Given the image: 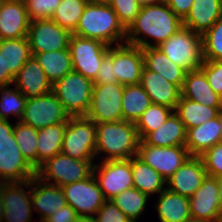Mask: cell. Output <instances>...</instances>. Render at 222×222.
<instances>
[{"mask_svg": "<svg viewBox=\"0 0 222 222\" xmlns=\"http://www.w3.org/2000/svg\"><path fill=\"white\" fill-rule=\"evenodd\" d=\"M219 118H220V123H221L220 138H221V143H222V109L219 111Z\"/></svg>", "mask_w": 222, "mask_h": 222, "instance_id": "cell-57", "label": "cell"}, {"mask_svg": "<svg viewBox=\"0 0 222 222\" xmlns=\"http://www.w3.org/2000/svg\"><path fill=\"white\" fill-rule=\"evenodd\" d=\"M144 66L153 72L159 73L163 78L180 89L183 87L187 71L170 60L158 47L142 49Z\"/></svg>", "mask_w": 222, "mask_h": 222, "instance_id": "cell-27", "label": "cell"}, {"mask_svg": "<svg viewBox=\"0 0 222 222\" xmlns=\"http://www.w3.org/2000/svg\"><path fill=\"white\" fill-rule=\"evenodd\" d=\"M182 27L183 20L164 1L143 5L136 20L126 30L125 43L138 46L141 49L158 47ZM145 37L152 38L153 44L146 41Z\"/></svg>", "mask_w": 222, "mask_h": 222, "instance_id": "cell-1", "label": "cell"}, {"mask_svg": "<svg viewBox=\"0 0 222 222\" xmlns=\"http://www.w3.org/2000/svg\"><path fill=\"white\" fill-rule=\"evenodd\" d=\"M139 142L135 123L125 120L96 123L95 155L101 156L105 152L103 161L128 160L137 156Z\"/></svg>", "mask_w": 222, "mask_h": 222, "instance_id": "cell-3", "label": "cell"}, {"mask_svg": "<svg viewBox=\"0 0 222 222\" xmlns=\"http://www.w3.org/2000/svg\"><path fill=\"white\" fill-rule=\"evenodd\" d=\"M30 19L23 0H2L0 3V32L3 39L27 37Z\"/></svg>", "mask_w": 222, "mask_h": 222, "instance_id": "cell-20", "label": "cell"}, {"mask_svg": "<svg viewBox=\"0 0 222 222\" xmlns=\"http://www.w3.org/2000/svg\"><path fill=\"white\" fill-rule=\"evenodd\" d=\"M13 130L9 120H0V183L22 182L36 176V169L19 150Z\"/></svg>", "mask_w": 222, "mask_h": 222, "instance_id": "cell-4", "label": "cell"}, {"mask_svg": "<svg viewBox=\"0 0 222 222\" xmlns=\"http://www.w3.org/2000/svg\"><path fill=\"white\" fill-rule=\"evenodd\" d=\"M72 34L83 38L97 39L108 46L126 42V29L119 22L112 7L92 2H88L85 6L76 30Z\"/></svg>", "mask_w": 222, "mask_h": 222, "instance_id": "cell-2", "label": "cell"}, {"mask_svg": "<svg viewBox=\"0 0 222 222\" xmlns=\"http://www.w3.org/2000/svg\"><path fill=\"white\" fill-rule=\"evenodd\" d=\"M151 104V99L139 83L124 86L122 97L123 120L136 124Z\"/></svg>", "mask_w": 222, "mask_h": 222, "instance_id": "cell-35", "label": "cell"}, {"mask_svg": "<svg viewBox=\"0 0 222 222\" xmlns=\"http://www.w3.org/2000/svg\"><path fill=\"white\" fill-rule=\"evenodd\" d=\"M101 162L100 165L94 164L93 175L106 200H111L124 190L133 187L131 158Z\"/></svg>", "mask_w": 222, "mask_h": 222, "instance_id": "cell-11", "label": "cell"}, {"mask_svg": "<svg viewBox=\"0 0 222 222\" xmlns=\"http://www.w3.org/2000/svg\"><path fill=\"white\" fill-rule=\"evenodd\" d=\"M77 218V212L67 204L57 212H53L43 222H75Z\"/></svg>", "mask_w": 222, "mask_h": 222, "instance_id": "cell-48", "label": "cell"}, {"mask_svg": "<svg viewBox=\"0 0 222 222\" xmlns=\"http://www.w3.org/2000/svg\"><path fill=\"white\" fill-rule=\"evenodd\" d=\"M173 112L171 108L151 104L136 122V128L140 140H143L150 132L158 129Z\"/></svg>", "mask_w": 222, "mask_h": 222, "instance_id": "cell-39", "label": "cell"}, {"mask_svg": "<svg viewBox=\"0 0 222 222\" xmlns=\"http://www.w3.org/2000/svg\"><path fill=\"white\" fill-rule=\"evenodd\" d=\"M14 137L25 159L37 169L38 130L20 121L14 125Z\"/></svg>", "mask_w": 222, "mask_h": 222, "instance_id": "cell-38", "label": "cell"}, {"mask_svg": "<svg viewBox=\"0 0 222 222\" xmlns=\"http://www.w3.org/2000/svg\"><path fill=\"white\" fill-rule=\"evenodd\" d=\"M110 46L97 39L72 34L69 41L73 71L95 81L104 55Z\"/></svg>", "mask_w": 222, "mask_h": 222, "instance_id": "cell-10", "label": "cell"}, {"mask_svg": "<svg viewBox=\"0 0 222 222\" xmlns=\"http://www.w3.org/2000/svg\"><path fill=\"white\" fill-rule=\"evenodd\" d=\"M4 219V206L2 199V183H0V222H3Z\"/></svg>", "mask_w": 222, "mask_h": 222, "instance_id": "cell-51", "label": "cell"}, {"mask_svg": "<svg viewBox=\"0 0 222 222\" xmlns=\"http://www.w3.org/2000/svg\"><path fill=\"white\" fill-rule=\"evenodd\" d=\"M190 215L208 222H217L222 214L218 178L206 176L201 186L189 198Z\"/></svg>", "mask_w": 222, "mask_h": 222, "instance_id": "cell-17", "label": "cell"}, {"mask_svg": "<svg viewBox=\"0 0 222 222\" xmlns=\"http://www.w3.org/2000/svg\"><path fill=\"white\" fill-rule=\"evenodd\" d=\"M158 48L187 72L201 69L204 62L202 36L186 27H182Z\"/></svg>", "mask_w": 222, "mask_h": 222, "instance_id": "cell-6", "label": "cell"}, {"mask_svg": "<svg viewBox=\"0 0 222 222\" xmlns=\"http://www.w3.org/2000/svg\"><path fill=\"white\" fill-rule=\"evenodd\" d=\"M69 117L55 94L50 92L27 99L20 122L39 130L53 124L68 122Z\"/></svg>", "mask_w": 222, "mask_h": 222, "instance_id": "cell-13", "label": "cell"}, {"mask_svg": "<svg viewBox=\"0 0 222 222\" xmlns=\"http://www.w3.org/2000/svg\"><path fill=\"white\" fill-rule=\"evenodd\" d=\"M67 122L53 124L38 130L37 168L49 158L61 153Z\"/></svg>", "mask_w": 222, "mask_h": 222, "instance_id": "cell-30", "label": "cell"}, {"mask_svg": "<svg viewBox=\"0 0 222 222\" xmlns=\"http://www.w3.org/2000/svg\"><path fill=\"white\" fill-rule=\"evenodd\" d=\"M168 7L182 20L189 13L194 0H163Z\"/></svg>", "mask_w": 222, "mask_h": 222, "instance_id": "cell-49", "label": "cell"}, {"mask_svg": "<svg viewBox=\"0 0 222 222\" xmlns=\"http://www.w3.org/2000/svg\"><path fill=\"white\" fill-rule=\"evenodd\" d=\"M181 96L209 107H222V98L210 87L202 69L186 73Z\"/></svg>", "mask_w": 222, "mask_h": 222, "instance_id": "cell-26", "label": "cell"}, {"mask_svg": "<svg viewBox=\"0 0 222 222\" xmlns=\"http://www.w3.org/2000/svg\"><path fill=\"white\" fill-rule=\"evenodd\" d=\"M219 115L186 132V148L190 156L200 157L209 148L221 142Z\"/></svg>", "mask_w": 222, "mask_h": 222, "instance_id": "cell-24", "label": "cell"}, {"mask_svg": "<svg viewBox=\"0 0 222 222\" xmlns=\"http://www.w3.org/2000/svg\"><path fill=\"white\" fill-rule=\"evenodd\" d=\"M218 186H219V197L221 199V208H222V177L218 178Z\"/></svg>", "mask_w": 222, "mask_h": 222, "instance_id": "cell-55", "label": "cell"}, {"mask_svg": "<svg viewBox=\"0 0 222 222\" xmlns=\"http://www.w3.org/2000/svg\"><path fill=\"white\" fill-rule=\"evenodd\" d=\"M14 83V77L10 73H4L3 53L0 52V88Z\"/></svg>", "mask_w": 222, "mask_h": 222, "instance_id": "cell-50", "label": "cell"}, {"mask_svg": "<svg viewBox=\"0 0 222 222\" xmlns=\"http://www.w3.org/2000/svg\"><path fill=\"white\" fill-rule=\"evenodd\" d=\"M88 0H61L51 19L71 33L76 30Z\"/></svg>", "mask_w": 222, "mask_h": 222, "instance_id": "cell-37", "label": "cell"}, {"mask_svg": "<svg viewBox=\"0 0 222 222\" xmlns=\"http://www.w3.org/2000/svg\"><path fill=\"white\" fill-rule=\"evenodd\" d=\"M137 157L166 180L190 157L186 146L157 147L140 140Z\"/></svg>", "mask_w": 222, "mask_h": 222, "instance_id": "cell-14", "label": "cell"}, {"mask_svg": "<svg viewBox=\"0 0 222 222\" xmlns=\"http://www.w3.org/2000/svg\"><path fill=\"white\" fill-rule=\"evenodd\" d=\"M118 83L114 73L113 64V46H110L108 52L104 55L99 72L94 84Z\"/></svg>", "mask_w": 222, "mask_h": 222, "instance_id": "cell-47", "label": "cell"}, {"mask_svg": "<svg viewBox=\"0 0 222 222\" xmlns=\"http://www.w3.org/2000/svg\"><path fill=\"white\" fill-rule=\"evenodd\" d=\"M217 222H222V214H221L220 217L217 219Z\"/></svg>", "mask_w": 222, "mask_h": 222, "instance_id": "cell-58", "label": "cell"}, {"mask_svg": "<svg viewBox=\"0 0 222 222\" xmlns=\"http://www.w3.org/2000/svg\"><path fill=\"white\" fill-rule=\"evenodd\" d=\"M163 0H138V2L143 6V5H149V4H155L158 2H161Z\"/></svg>", "mask_w": 222, "mask_h": 222, "instance_id": "cell-53", "label": "cell"}, {"mask_svg": "<svg viewBox=\"0 0 222 222\" xmlns=\"http://www.w3.org/2000/svg\"><path fill=\"white\" fill-rule=\"evenodd\" d=\"M139 84L148 94L152 104L175 110L181 97V89L177 85L170 83L159 73L148 70L145 66Z\"/></svg>", "mask_w": 222, "mask_h": 222, "instance_id": "cell-23", "label": "cell"}, {"mask_svg": "<svg viewBox=\"0 0 222 222\" xmlns=\"http://www.w3.org/2000/svg\"><path fill=\"white\" fill-rule=\"evenodd\" d=\"M186 129L179 116L173 111L166 121L143 141L157 147L185 146Z\"/></svg>", "mask_w": 222, "mask_h": 222, "instance_id": "cell-28", "label": "cell"}, {"mask_svg": "<svg viewBox=\"0 0 222 222\" xmlns=\"http://www.w3.org/2000/svg\"><path fill=\"white\" fill-rule=\"evenodd\" d=\"M61 188L67 204L77 212L78 216L94 217L106 201L93 173L84 180Z\"/></svg>", "mask_w": 222, "mask_h": 222, "instance_id": "cell-15", "label": "cell"}, {"mask_svg": "<svg viewBox=\"0 0 222 222\" xmlns=\"http://www.w3.org/2000/svg\"><path fill=\"white\" fill-rule=\"evenodd\" d=\"M94 82L72 71L52 85V92L70 117L85 116L88 112Z\"/></svg>", "mask_w": 222, "mask_h": 222, "instance_id": "cell-5", "label": "cell"}, {"mask_svg": "<svg viewBox=\"0 0 222 222\" xmlns=\"http://www.w3.org/2000/svg\"><path fill=\"white\" fill-rule=\"evenodd\" d=\"M0 52L3 53L4 73H10L14 78L32 56L27 37L4 39L0 43Z\"/></svg>", "mask_w": 222, "mask_h": 222, "instance_id": "cell-32", "label": "cell"}, {"mask_svg": "<svg viewBox=\"0 0 222 222\" xmlns=\"http://www.w3.org/2000/svg\"><path fill=\"white\" fill-rule=\"evenodd\" d=\"M72 33L61 28L52 19L30 21L27 34L32 56L34 54L69 49Z\"/></svg>", "mask_w": 222, "mask_h": 222, "instance_id": "cell-12", "label": "cell"}, {"mask_svg": "<svg viewBox=\"0 0 222 222\" xmlns=\"http://www.w3.org/2000/svg\"><path fill=\"white\" fill-rule=\"evenodd\" d=\"M0 120H8V116L17 115L18 121L21 120L27 98L18 88H0Z\"/></svg>", "mask_w": 222, "mask_h": 222, "instance_id": "cell-40", "label": "cell"}, {"mask_svg": "<svg viewBox=\"0 0 222 222\" xmlns=\"http://www.w3.org/2000/svg\"><path fill=\"white\" fill-rule=\"evenodd\" d=\"M3 40H4V39H3L2 35H1V32H0V43H1Z\"/></svg>", "mask_w": 222, "mask_h": 222, "instance_id": "cell-59", "label": "cell"}, {"mask_svg": "<svg viewBox=\"0 0 222 222\" xmlns=\"http://www.w3.org/2000/svg\"><path fill=\"white\" fill-rule=\"evenodd\" d=\"M16 88L32 99L52 92V83L34 56H31L14 78Z\"/></svg>", "mask_w": 222, "mask_h": 222, "instance_id": "cell-22", "label": "cell"}, {"mask_svg": "<svg viewBox=\"0 0 222 222\" xmlns=\"http://www.w3.org/2000/svg\"><path fill=\"white\" fill-rule=\"evenodd\" d=\"M93 166V161L77 160L59 153L36 169V177L47 184L63 187L88 178L93 173Z\"/></svg>", "mask_w": 222, "mask_h": 222, "instance_id": "cell-7", "label": "cell"}, {"mask_svg": "<svg viewBox=\"0 0 222 222\" xmlns=\"http://www.w3.org/2000/svg\"><path fill=\"white\" fill-rule=\"evenodd\" d=\"M149 196L132 187L114 196L111 201L133 222L142 215Z\"/></svg>", "mask_w": 222, "mask_h": 222, "instance_id": "cell-36", "label": "cell"}, {"mask_svg": "<svg viewBox=\"0 0 222 222\" xmlns=\"http://www.w3.org/2000/svg\"><path fill=\"white\" fill-rule=\"evenodd\" d=\"M184 222H208V221H205V220H201V219H198V218H193V217H190L188 218L186 221Z\"/></svg>", "mask_w": 222, "mask_h": 222, "instance_id": "cell-56", "label": "cell"}, {"mask_svg": "<svg viewBox=\"0 0 222 222\" xmlns=\"http://www.w3.org/2000/svg\"><path fill=\"white\" fill-rule=\"evenodd\" d=\"M109 5L115 11L119 22L126 30L136 20L142 7L138 0H112Z\"/></svg>", "mask_w": 222, "mask_h": 222, "instance_id": "cell-42", "label": "cell"}, {"mask_svg": "<svg viewBox=\"0 0 222 222\" xmlns=\"http://www.w3.org/2000/svg\"><path fill=\"white\" fill-rule=\"evenodd\" d=\"M221 16L220 0H194L189 13L183 19V27L202 36Z\"/></svg>", "mask_w": 222, "mask_h": 222, "instance_id": "cell-25", "label": "cell"}, {"mask_svg": "<svg viewBox=\"0 0 222 222\" xmlns=\"http://www.w3.org/2000/svg\"><path fill=\"white\" fill-rule=\"evenodd\" d=\"M52 85L73 71L69 49L50 51L33 55Z\"/></svg>", "mask_w": 222, "mask_h": 222, "instance_id": "cell-34", "label": "cell"}, {"mask_svg": "<svg viewBox=\"0 0 222 222\" xmlns=\"http://www.w3.org/2000/svg\"><path fill=\"white\" fill-rule=\"evenodd\" d=\"M201 69L206 75L210 87L222 98V60H204Z\"/></svg>", "mask_w": 222, "mask_h": 222, "instance_id": "cell-45", "label": "cell"}, {"mask_svg": "<svg viewBox=\"0 0 222 222\" xmlns=\"http://www.w3.org/2000/svg\"><path fill=\"white\" fill-rule=\"evenodd\" d=\"M25 186L28 187L27 191L24 190ZM2 199L3 222H32L31 179L22 182H3Z\"/></svg>", "mask_w": 222, "mask_h": 222, "instance_id": "cell-16", "label": "cell"}, {"mask_svg": "<svg viewBox=\"0 0 222 222\" xmlns=\"http://www.w3.org/2000/svg\"><path fill=\"white\" fill-rule=\"evenodd\" d=\"M202 47L204 60H222V16L202 35Z\"/></svg>", "mask_w": 222, "mask_h": 222, "instance_id": "cell-41", "label": "cell"}, {"mask_svg": "<svg viewBox=\"0 0 222 222\" xmlns=\"http://www.w3.org/2000/svg\"><path fill=\"white\" fill-rule=\"evenodd\" d=\"M30 21L51 19L61 0H23Z\"/></svg>", "mask_w": 222, "mask_h": 222, "instance_id": "cell-43", "label": "cell"}, {"mask_svg": "<svg viewBox=\"0 0 222 222\" xmlns=\"http://www.w3.org/2000/svg\"><path fill=\"white\" fill-rule=\"evenodd\" d=\"M94 217L96 222H133L111 200H106Z\"/></svg>", "mask_w": 222, "mask_h": 222, "instance_id": "cell-46", "label": "cell"}, {"mask_svg": "<svg viewBox=\"0 0 222 222\" xmlns=\"http://www.w3.org/2000/svg\"><path fill=\"white\" fill-rule=\"evenodd\" d=\"M207 172L201 157L190 156L175 173L166 180V188L190 198L201 186Z\"/></svg>", "mask_w": 222, "mask_h": 222, "instance_id": "cell-19", "label": "cell"}, {"mask_svg": "<svg viewBox=\"0 0 222 222\" xmlns=\"http://www.w3.org/2000/svg\"><path fill=\"white\" fill-rule=\"evenodd\" d=\"M75 222H96L92 216H78Z\"/></svg>", "mask_w": 222, "mask_h": 222, "instance_id": "cell-52", "label": "cell"}, {"mask_svg": "<svg viewBox=\"0 0 222 222\" xmlns=\"http://www.w3.org/2000/svg\"><path fill=\"white\" fill-rule=\"evenodd\" d=\"M155 208L161 222H184L191 217L189 198L167 188L159 193Z\"/></svg>", "mask_w": 222, "mask_h": 222, "instance_id": "cell-29", "label": "cell"}, {"mask_svg": "<svg viewBox=\"0 0 222 222\" xmlns=\"http://www.w3.org/2000/svg\"><path fill=\"white\" fill-rule=\"evenodd\" d=\"M88 1L97 4L109 5L112 0H88Z\"/></svg>", "mask_w": 222, "mask_h": 222, "instance_id": "cell-54", "label": "cell"}, {"mask_svg": "<svg viewBox=\"0 0 222 222\" xmlns=\"http://www.w3.org/2000/svg\"><path fill=\"white\" fill-rule=\"evenodd\" d=\"M31 199L33 210L40 215L43 222L53 212L67 205L64 192L60 186L47 184L36 176L31 179Z\"/></svg>", "mask_w": 222, "mask_h": 222, "instance_id": "cell-21", "label": "cell"}, {"mask_svg": "<svg viewBox=\"0 0 222 222\" xmlns=\"http://www.w3.org/2000/svg\"><path fill=\"white\" fill-rule=\"evenodd\" d=\"M113 64L118 83L124 86L140 83L144 68L141 48L127 43L113 46Z\"/></svg>", "mask_w": 222, "mask_h": 222, "instance_id": "cell-18", "label": "cell"}, {"mask_svg": "<svg viewBox=\"0 0 222 222\" xmlns=\"http://www.w3.org/2000/svg\"><path fill=\"white\" fill-rule=\"evenodd\" d=\"M131 169L133 187L149 197L166 189V179L137 156L131 158Z\"/></svg>", "mask_w": 222, "mask_h": 222, "instance_id": "cell-31", "label": "cell"}, {"mask_svg": "<svg viewBox=\"0 0 222 222\" xmlns=\"http://www.w3.org/2000/svg\"><path fill=\"white\" fill-rule=\"evenodd\" d=\"M221 109L222 107H209L181 96L174 112L179 116L187 131L217 117Z\"/></svg>", "mask_w": 222, "mask_h": 222, "instance_id": "cell-33", "label": "cell"}, {"mask_svg": "<svg viewBox=\"0 0 222 222\" xmlns=\"http://www.w3.org/2000/svg\"><path fill=\"white\" fill-rule=\"evenodd\" d=\"M207 176L222 177V143L209 148L202 156Z\"/></svg>", "mask_w": 222, "mask_h": 222, "instance_id": "cell-44", "label": "cell"}, {"mask_svg": "<svg viewBox=\"0 0 222 222\" xmlns=\"http://www.w3.org/2000/svg\"><path fill=\"white\" fill-rule=\"evenodd\" d=\"M124 85L120 83L94 84L87 117L95 123L117 122L122 118Z\"/></svg>", "mask_w": 222, "mask_h": 222, "instance_id": "cell-9", "label": "cell"}, {"mask_svg": "<svg viewBox=\"0 0 222 222\" xmlns=\"http://www.w3.org/2000/svg\"><path fill=\"white\" fill-rule=\"evenodd\" d=\"M96 123L85 116L69 117L61 153L77 160L93 161Z\"/></svg>", "mask_w": 222, "mask_h": 222, "instance_id": "cell-8", "label": "cell"}]
</instances>
